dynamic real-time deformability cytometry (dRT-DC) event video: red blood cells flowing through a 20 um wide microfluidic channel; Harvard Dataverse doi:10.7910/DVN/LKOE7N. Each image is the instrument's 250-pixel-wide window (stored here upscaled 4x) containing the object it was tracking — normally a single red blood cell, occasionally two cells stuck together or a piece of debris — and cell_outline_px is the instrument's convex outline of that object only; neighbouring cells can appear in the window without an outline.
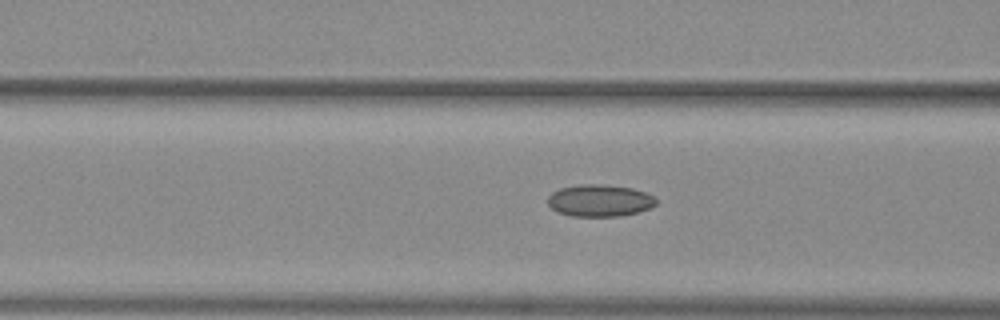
{"species": "common noctule bat (a hibernating species)", "species_latin": "Nyctalus noctula", "temperature_condition": "warm", "stored_images_in_passage": 43, "camera_frame_rate_fps": 3000, "um_per_image_px": 0.085, "animal": {"sex": "female", "body_mass_g": 29.2, "forearm_length_mm": 56.3}, "frame": {"image": 1, "passage_image": 22, "time_ms": 7.0, "image_size_px": [1000, 320], "cell_outline_px": [[656, 204], [652, 208], [620, 216], [572, 216], [560, 212], [552, 208], [548, 204], [548, 196], [552, 192], [560, 188], [580, 184], [604, 184], [632, 188], [644, 192], [652, 196], [656, 200]], "centroid_in_image_um": [50.97, 17.04], "position_along_channel_um": 115.6, "area_um2": 20.11}}
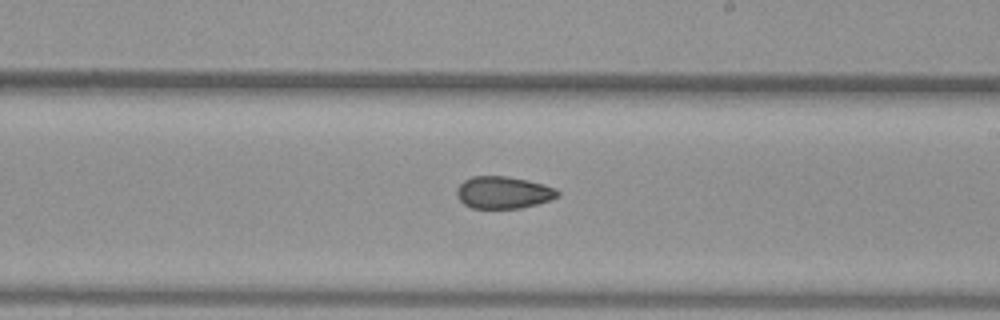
{"frame": {"image": 2, "passage_image": 32, "time_ms": 10.333, "image_size_px": [1000, 320], "cell_outline_px": [[560, 196], [536, 204], [520, 208], [472, 208], [464, 204], [456, 196], [456, 188], [464, 180], [472, 176], [508, 176], [528, 180], [544, 184], [556, 188], [560, 192]], "centroid_in_image_um": [42.78, 16.35], "position_along_channel_um": 246.2, "area_um2": 19.02}}
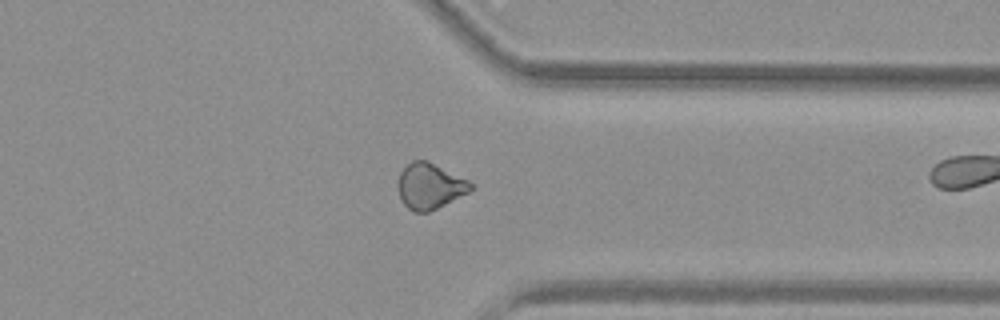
{"frame": {"image": 3, "passage_image": 42, "time_ms": 13.667, "image_size_px": [1000, 320], "cell_outline_px": [[476, 188], [428, 212], [416, 212], [408, 208], [400, 200], [400, 172], [412, 160], [428, 160], [468, 180]], "centroid_in_image_um": [36.56, 15.8], "position_along_channel_um": 374.8, "area_um2": 19.02}}